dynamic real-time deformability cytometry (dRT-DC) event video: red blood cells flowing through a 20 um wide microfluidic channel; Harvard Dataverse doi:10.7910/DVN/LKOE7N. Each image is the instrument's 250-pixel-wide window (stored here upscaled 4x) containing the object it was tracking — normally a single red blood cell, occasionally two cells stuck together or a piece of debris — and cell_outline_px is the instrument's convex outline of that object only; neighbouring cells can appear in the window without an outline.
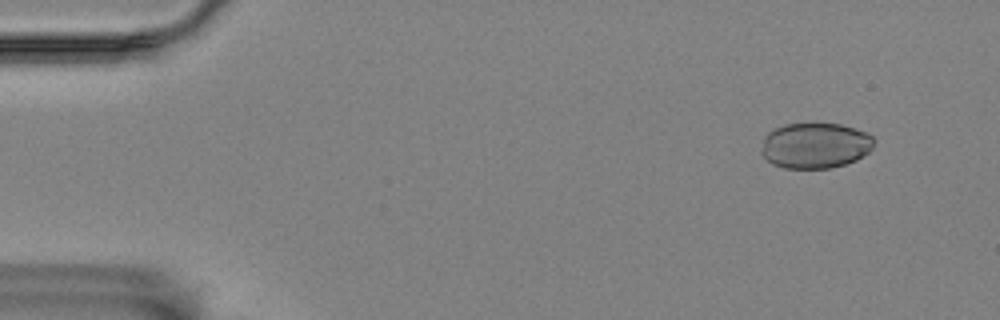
{"species": "Egyptian fruit bat (a non-hibernating species)", "species_latin": "Rousettus aegyptiacus", "temperature_condition": "room temperature", "stored_images_in_passage": 56, "camera_frame_rate_fps": 3000, "um_per_image_px": 0.085, "animal": {"sex": "female"}, "frame": {"image": 1, "passage_image": 5, "time_ms": 1.333, "image_size_px": [1000, 320], "cell_outline_px": [[872, 148], [868, 152], [856, 160], [844, 164], [828, 168], [784, 168], [772, 164], [760, 152], [764, 136], [768, 132], [784, 124], [840, 124], [864, 132], [872, 136]], "centroid_in_image_um": [69.24, 12.38], "position_along_channel_um": 15.8, "area_um2": 29.65}}
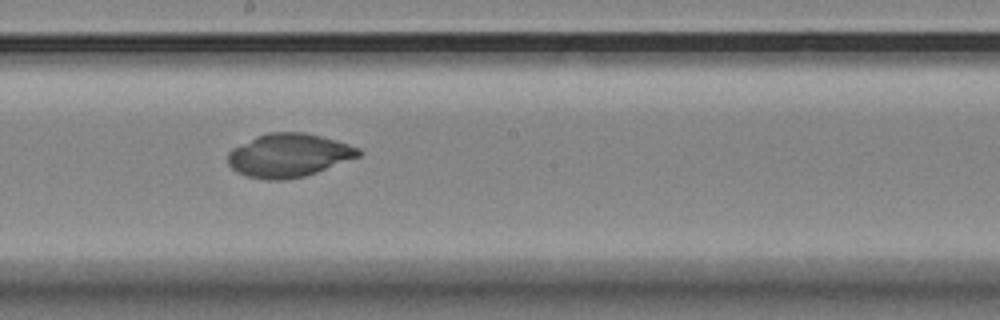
{"frame": {"image": 2, "passage_image": 31, "time_ms": 10.0, "image_size_px": [1000, 320], "cell_outline_px": [[364, 152], [360, 156], [316, 172], [304, 176], [284, 180], [264, 180], [244, 176], [232, 168], [228, 164], [228, 152], [232, 148], [256, 136], [268, 132], [304, 132], [336, 140], [360, 148]], "centroid_in_image_um": [24.53, 13.2], "position_along_channel_um": 223.7, "area_um2": 33.18}}
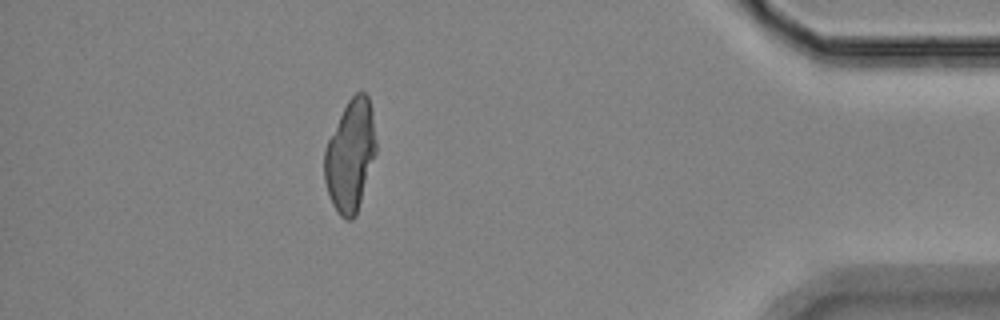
{"frame": {"image": 3, "passage_image": 50, "time_ms": 16.333, "image_size_px": [1000, 320], "cell_outline_px": [[376, 152], [356, 216], [352, 220], [348, 220], [340, 216], [332, 204], [324, 180], [324, 152], [328, 140], [348, 100], [356, 92], [364, 92], [368, 96], [372, 108], [376, 140]], "centroid_in_image_um": [29.78, 13.23], "position_along_channel_um": 405.4, "area_um2": 33.41}}